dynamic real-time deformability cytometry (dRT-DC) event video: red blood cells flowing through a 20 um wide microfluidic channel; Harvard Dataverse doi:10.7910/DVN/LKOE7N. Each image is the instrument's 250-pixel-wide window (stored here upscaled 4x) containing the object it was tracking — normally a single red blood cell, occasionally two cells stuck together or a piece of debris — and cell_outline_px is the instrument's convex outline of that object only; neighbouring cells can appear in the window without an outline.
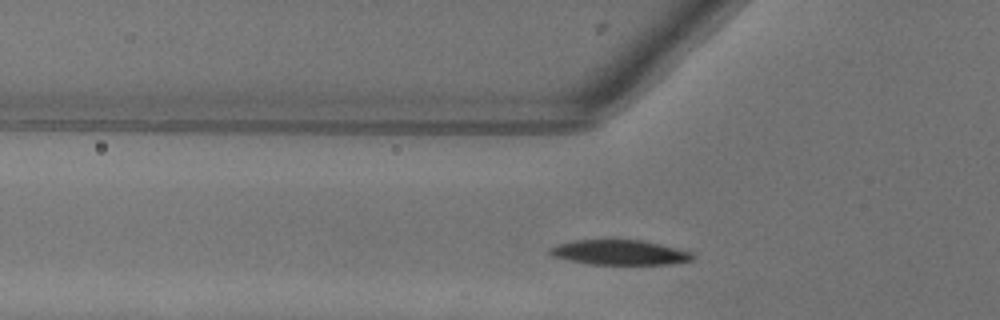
{"species": "common noctule bat (a hibernating species)", "species_latin": "Nyctalus noctula", "temperature_condition": "warm", "stored_images_in_passage": 32, "camera_frame_rate_fps": 3000, "um_per_image_px": 0.085, "animal": {"sex": "female"}, "frame": {"image": 1, "passage_image": 6, "time_ms": 1.667, "image_size_px": [1000, 320], "cell_outline_px": [[696, 260], [668, 264], [588, 264], [552, 256], [548, 252], [548, 248], [556, 244], [572, 240], [644, 240], [692, 252], [696, 256]], "centroid_in_image_um": [52.67, 21.45], "position_along_channel_um": 73.1, "area_um2": 20.87}}
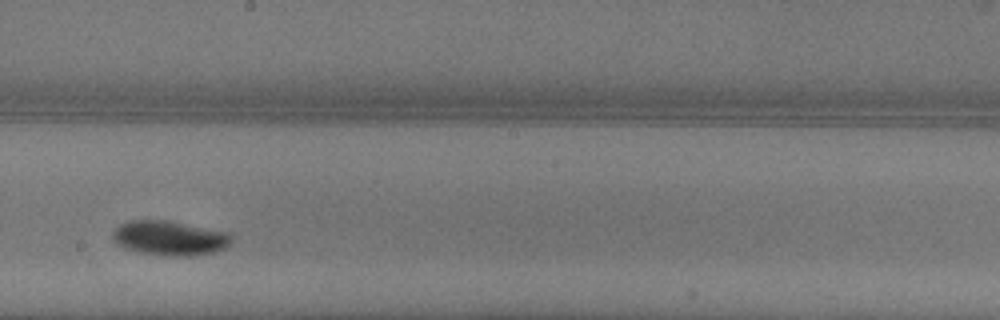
{"frame": {"image": 2, "passage_image": 18, "time_ms": 5.667, "image_size_px": [1000, 320], "cell_outline_px": [[232, 240], [224, 248], [216, 252], [192, 256], [164, 256], [140, 252], [124, 248], [116, 244], [112, 240], [112, 232], [120, 224], [132, 220], [168, 220], [228, 232], [232, 236]], "centroid_in_image_um": [14.41, 20.24], "position_along_channel_um": 233.8, "area_um2": 24.16}}
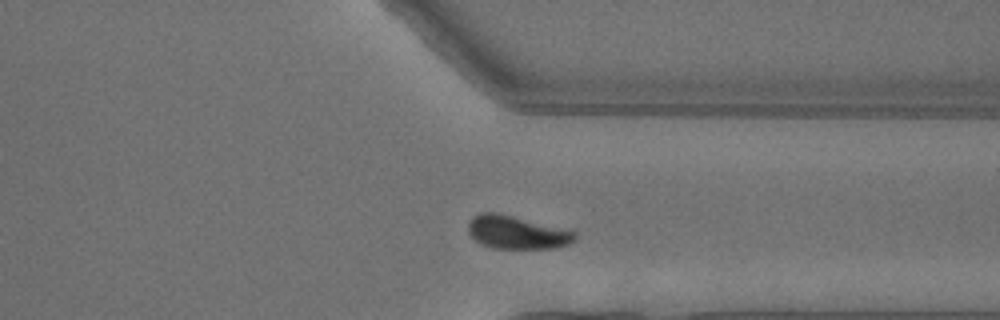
{"frame": {"image": 3, "passage_image": 28, "time_ms": 9.0, "image_size_px": [1000, 320], "cell_outline_px": [[576, 240], [568, 244], [556, 248], [492, 248], [480, 244], [468, 232], [468, 224], [472, 216], [480, 212], [496, 212], [576, 232]], "centroid_in_image_um": [43.89, 19.75], "position_along_channel_um": 367.5, "area_um2": 20.4}, "authors_computed_cell_mechanics": {"area_um2": 21.5305, "velocity_mm_per_s": 4.0126, "shape_relaxation_time_tau1_ms": 1.807, "shape_relaxation_time_tau2_ms": null, "deformation_change_tau1": 0.1257, "deformation_change_tau2": null}}